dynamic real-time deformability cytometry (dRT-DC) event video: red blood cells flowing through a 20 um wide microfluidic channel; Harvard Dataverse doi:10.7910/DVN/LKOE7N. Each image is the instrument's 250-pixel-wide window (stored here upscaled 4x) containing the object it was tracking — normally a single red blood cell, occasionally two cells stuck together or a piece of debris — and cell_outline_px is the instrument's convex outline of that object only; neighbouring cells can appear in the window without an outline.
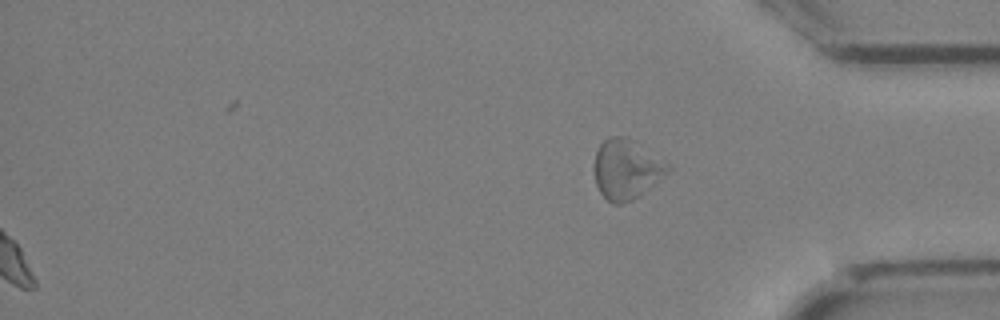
{"species": "Egyptian fruit bat (a non-hibernating species)", "species_latin": "Rousettus aegyptiacus", "temperature_condition": "cold", "stored_images_in_passage": 31, "segment_of_instrument_passage": [2, 2], "camera_frame_rate_fps": 3000, "um_per_image_px": 0.085, "animal": {"sex": "female"}, "frame": {"image": 1, "passage_image": 31, "time_ms": 10.0, "image_size_px": [1000, 320], "cell_outline_px": [[672, 168], [668, 172], [640, 196], [632, 200], [620, 204], [612, 204], [600, 192], [596, 184], [592, 168], [596, 152], [600, 144], [604, 140], [612, 136], [628, 136], [636, 140], [672, 164]], "centroid_in_image_um": [53.26, 14.36], "position_along_channel_um": 381.9, "area_um2": 26.36}}